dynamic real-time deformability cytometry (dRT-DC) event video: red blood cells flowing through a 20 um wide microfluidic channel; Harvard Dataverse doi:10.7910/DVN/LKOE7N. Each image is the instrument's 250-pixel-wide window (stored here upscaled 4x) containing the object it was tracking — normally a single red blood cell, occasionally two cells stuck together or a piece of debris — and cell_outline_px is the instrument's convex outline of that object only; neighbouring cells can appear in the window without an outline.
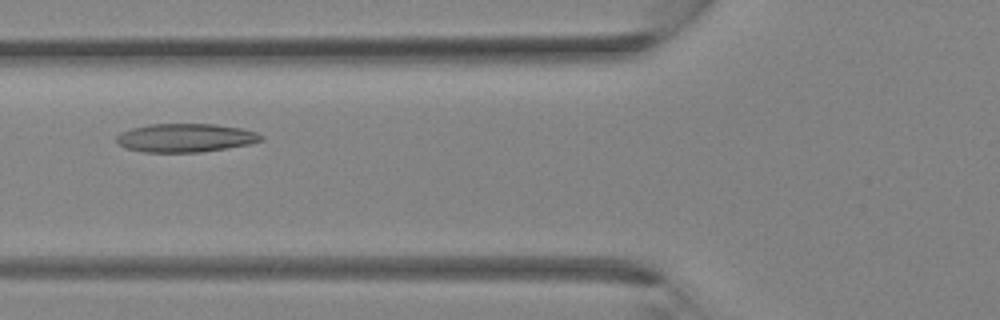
{"species": "Egyptian fruit bat (a non-hibernating species)", "species_latin": "Rousettus aegyptiacus", "temperature_condition": "room temperature", "stored_images_in_passage": 35, "camera_frame_rate_fps": 3000, "um_per_image_px": 0.085, "animal": {"sex": "female"}, "frame": {"image": 1, "passage_image": 12, "time_ms": 3.667, "image_size_px": [1000, 320], "cell_outline_px": [[264, 140], [248, 144], [200, 152], [144, 152], [124, 148], [116, 144], [116, 136], [120, 132], [132, 128], [148, 124], [216, 124], [240, 128], [256, 132], [264, 136]], "centroid_in_image_um": [15.72, 11.71], "position_along_channel_um": 110.1, "area_um2": 24.1}}
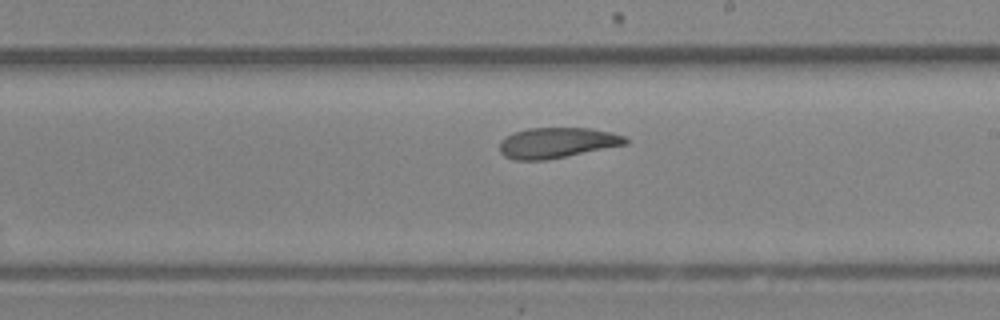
{"frame": {"image": 2, "passage_image": 19, "time_ms": 6.0, "image_size_px": [1000, 320], "cell_outline_px": [[628, 144], [544, 160], [516, 160], [504, 156], [500, 152], [500, 140], [504, 136], [512, 132], [528, 128], [592, 128], [612, 132], [624, 136], [628, 140]], "centroid_in_image_um": [47.32, 12.12], "position_along_channel_um": 241.7, "area_um2": 22.43}}
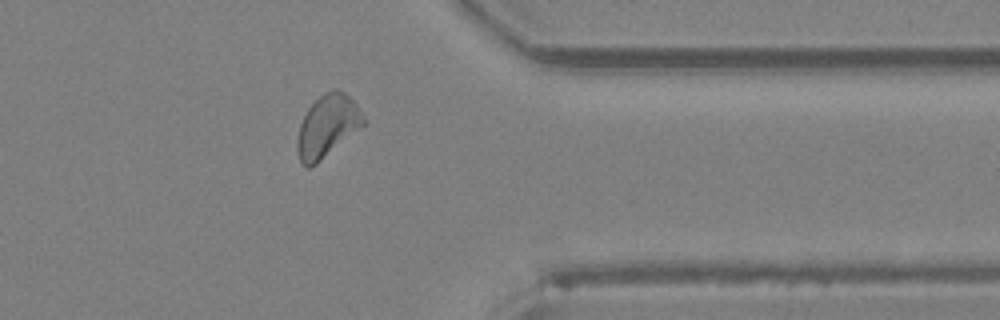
{"frame": {"image": 3, "passage_image": 27, "time_ms": 8.667, "image_size_px": [1000, 320], "cell_outline_px": [[364, 124], [316, 164], [308, 168], [300, 160], [296, 148], [296, 144], [300, 124], [308, 108], [324, 92], [332, 88], [336, 88], [344, 92], [356, 104], [364, 116]], "centroid_in_image_um": [27.8, 10.69], "position_along_channel_um": 383.6, "area_um2": 23.52}}